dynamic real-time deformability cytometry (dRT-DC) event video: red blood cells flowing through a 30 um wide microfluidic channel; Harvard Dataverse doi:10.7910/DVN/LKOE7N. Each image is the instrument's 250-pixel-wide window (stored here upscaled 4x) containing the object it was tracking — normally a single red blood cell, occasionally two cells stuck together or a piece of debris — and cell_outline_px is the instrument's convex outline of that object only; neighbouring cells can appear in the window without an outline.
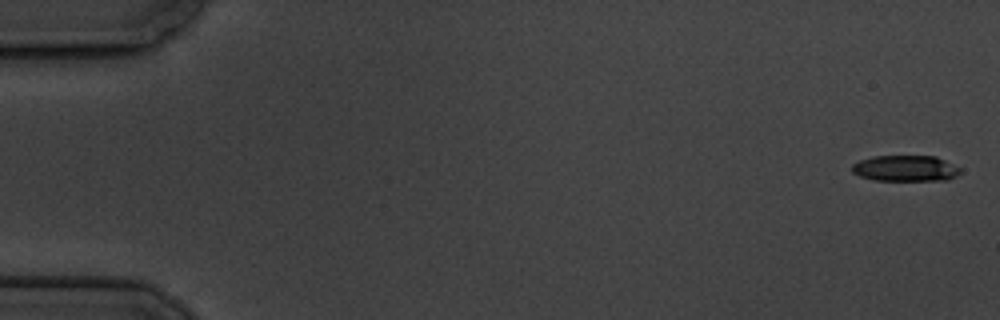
{"species": "common noctule bat (a hibernating species)", "species_latin": "Nyctalus noctula", "temperature_condition": "cold", "stored_images_in_passage": 5, "camera_frame_rate_fps": 3000, "um_per_image_px": 0.085, "animal": {"sex": "male", "body_mass_g": 19.5, "forearm_length_mm": 54.6}, "frame": {"image": 1, "passage_image": 1, "time_ms": 0.0, "image_size_px": [1000, 320], "cell_outline_px": [[960, 172], [956, 176], [948, 180], [872, 180], [860, 176], [852, 172], [852, 164], [860, 160], [872, 156], [936, 156], [960, 168]], "centroid_in_image_um": [76.94, 14.31], "position_along_channel_um": 8.1, "area_um2": 16.36}}
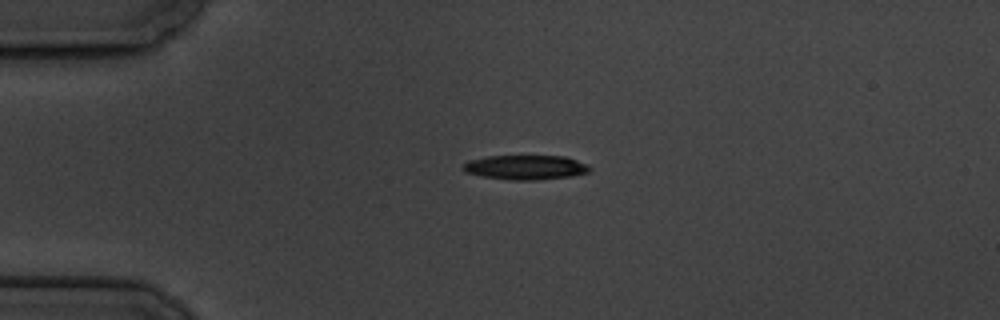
{"frame": {"image": 2, "passage_image": 4, "time_ms": 4.333, "image_size_px": [1000, 320], "cell_outline_px": [[592, 168], [588, 172], [572, 176], [540, 180], [512, 180], [480, 176], [464, 172], [460, 168], [468, 160], [488, 156], [564, 156], [588, 164]], "centroid_in_image_um": [44.65, 14.23], "position_along_channel_um": 40.3, "area_um2": 18.26}}